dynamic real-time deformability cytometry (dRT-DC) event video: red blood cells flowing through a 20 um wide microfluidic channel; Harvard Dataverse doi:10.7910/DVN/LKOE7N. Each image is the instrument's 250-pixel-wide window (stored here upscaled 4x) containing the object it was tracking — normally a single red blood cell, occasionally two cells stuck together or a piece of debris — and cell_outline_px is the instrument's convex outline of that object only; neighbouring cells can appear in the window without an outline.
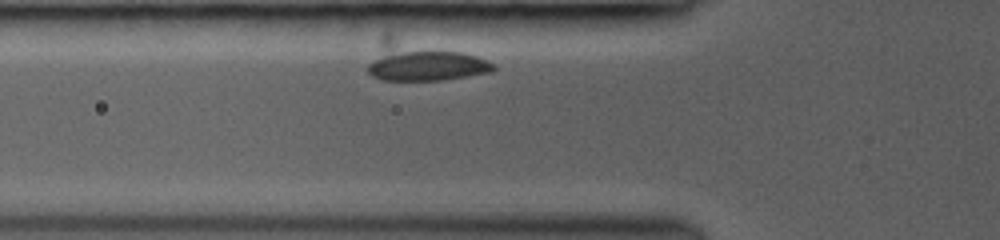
{"species": "common noctule bat (a hibernating species)", "species_latin": "Nyctalus noctula", "temperature_condition": "room temperature", "stored_images_in_passage": 2, "camera_frame_rate_fps": 3000, "um_per_image_px": 0.085, "animal": {"sex": "female", "body_mass_g": 19.0, "forearm_length_mm": 53.3}, "frame": {"image": 1, "passage_image": 2, "time_ms": 1.0, "image_size_px": [1000, 240], "cell_outline_px": [[496, 68], [492, 72], [444, 80], [380, 80], [372, 76], [368, 72], [368, 64], [380, 32], [384, 28], [388, 28], [464, 52], [476, 56], [492, 64]], "centroid_in_image_um": [35.76, 5.07], "position_along_channel_um": 90.0, "area_um2": 30.69}}